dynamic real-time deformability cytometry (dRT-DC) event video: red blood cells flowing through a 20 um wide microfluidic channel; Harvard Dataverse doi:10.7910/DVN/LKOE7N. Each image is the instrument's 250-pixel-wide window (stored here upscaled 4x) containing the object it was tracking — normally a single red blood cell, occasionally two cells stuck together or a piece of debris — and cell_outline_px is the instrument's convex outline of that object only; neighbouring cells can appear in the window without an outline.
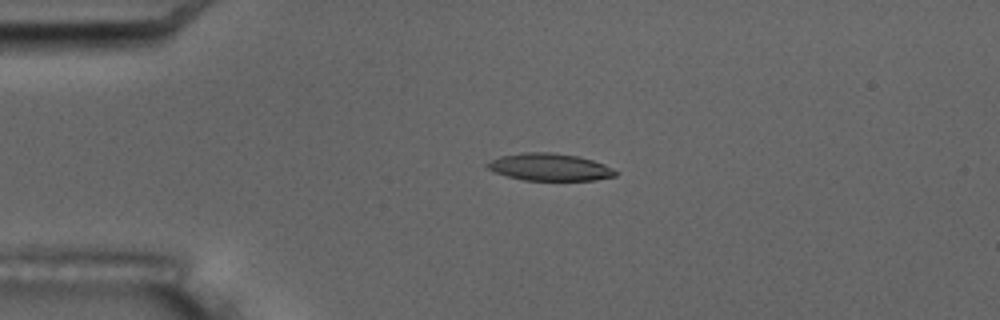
{"species": "common noctule bat (a hibernating species)", "species_latin": "Nyctalus noctula", "temperature_condition": "room temperature", "stored_images_in_passage": 6, "camera_frame_rate_fps": 3000, "um_per_image_px": 0.085, "animal": {"sex": "male", "body_mass_g": 17.5, "forearm_length_mm": 52.3}, "frame": {"image": 1, "passage_image": 4, "time_ms": 3.667, "image_size_px": [1000, 320], "cell_outline_px": [[616, 176], [596, 180], [524, 180], [508, 176], [496, 172], [488, 168], [484, 164], [500, 156], [520, 152], [552, 152], [580, 156], [604, 164], [612, 168], [616, 172]], "centroid_in_image_um": [46.72, 14.19], "position_along_channel_um": 38.3, "area_um2": 20.35}}